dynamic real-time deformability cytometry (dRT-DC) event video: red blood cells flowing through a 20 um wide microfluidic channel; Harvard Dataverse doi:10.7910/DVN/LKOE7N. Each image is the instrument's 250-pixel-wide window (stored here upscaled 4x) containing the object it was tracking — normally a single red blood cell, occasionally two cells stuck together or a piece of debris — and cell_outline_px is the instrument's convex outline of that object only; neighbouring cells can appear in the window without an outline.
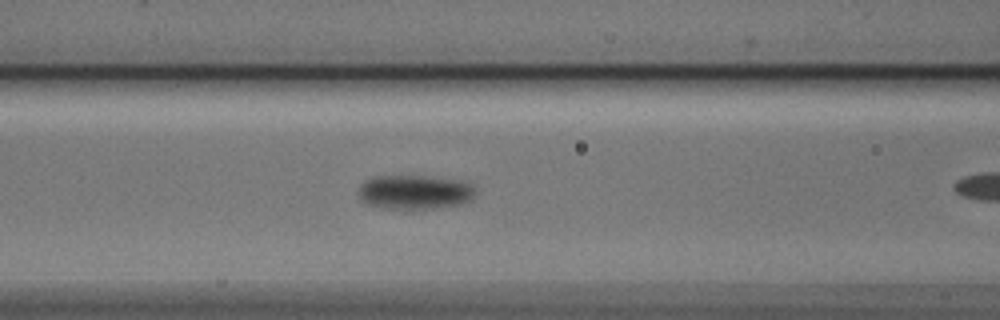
{"species": "Egyptian fruit bat (a non-hibernating species)", "species_latin": "Rousettus aegyptiacus", "temperature_condition": "cold", "stored_images_in_passage": 16, "camera_frame_rate_fps": 3000, "um_per_image_px": 0.085, "animal": {"sex": "male"}, "frame": {"image": 1, "passage_image": 12, "time_ms": 3.667, "image_size_px": [1000, 320], "cell_outline_px": [[476, 192], [472, 200], [464, 204], [436, 208], [380, 208], [368, 204], [360, 196], [360, 184], [364, 180], [376, 176], [424, 176], [464, 180]], "centroid_in_image_um": [35.29, 16.32], "position_along_channel_um": 131.3, "area_um2": 23.29}}